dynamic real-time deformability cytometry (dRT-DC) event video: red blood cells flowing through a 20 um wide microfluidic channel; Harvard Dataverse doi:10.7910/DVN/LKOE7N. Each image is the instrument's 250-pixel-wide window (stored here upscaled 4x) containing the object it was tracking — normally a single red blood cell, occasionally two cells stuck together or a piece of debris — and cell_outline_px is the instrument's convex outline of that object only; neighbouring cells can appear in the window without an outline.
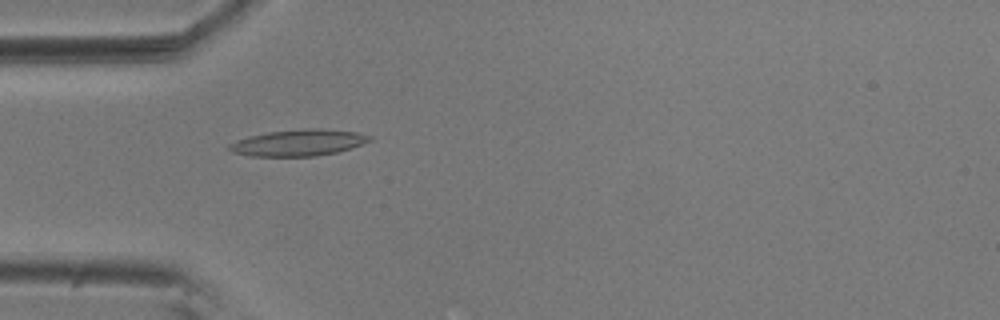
{"species": "common noctule bat (a hibernating species)", "species_latin": "Nyctalus noctula", "temperature_condition": "room temperature", "stored_images_in_passage": 55, "camera_frame_rate_fps": 3000, "um_per_image_px": 0.085, "animal": {"sex": "male", "body_mass_g": 20.5, "forearm_length_mm": 52.5}, "frame": {"image": 1, "passage_image": 16, "time_ms": 5.0, "image_size_px": [1000, 320], "cell_outline_px": [[372, 140], [352, 148], [336, 152], [316, 156], [248, 156], [232, 152], [228, 148], [228, 144], [236, 140], [248, 136], [268, 132], [304, 128], [320, 128], [356, 132], [372, 136]], "centroid_in_image_um": [25.36, 12.12], "position_along_channel_um": 59.6, "area_um2": 21.73}}
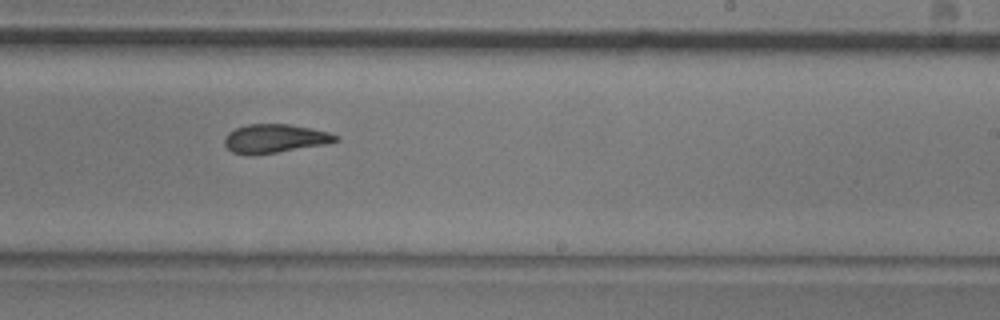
{"frame": {"image": 2, "passage_image": 33, "time_ms": 10.667, "image_size_px": [1000, 320], "cell_outline_px": [[340, 140], [328, 144], [252, 156], [248, 156], [232, 152], [224, 144], [224, 136], [228, 132], [236, 128], [248, 124], [288, 124], [312, 128], [328, 132], [340, 136]], "centroid_in_image_um": [23.36, 11.79], "position_along_channel_um": 265.6, "area_um2": 18.9}}
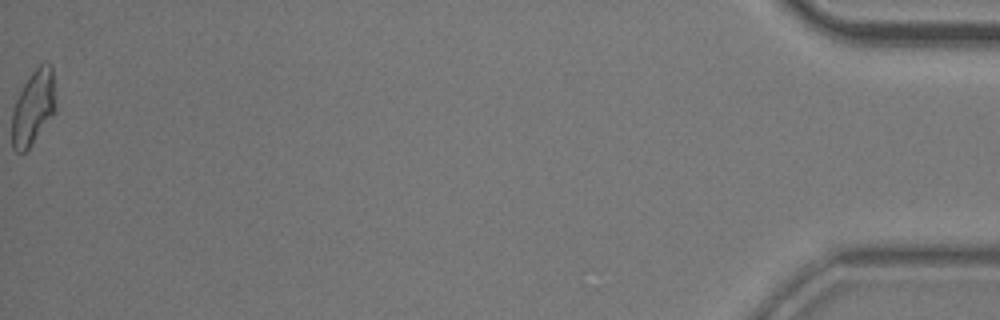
{"frame": {"image": 3, "passage_image": 55, "time_ms": 18.0, "image_size_px": [1000, 320], "cell_outline_px": [[56, 112], [32, 144], [24, 152], [16, 152], [12, 148], [12, 112], [16, 100], [24, 84], [32, 72], [44, 60], [52, 64], [56, 108]], "centroid_in_image_um": [2.85, 9.13], "position_along_channel_um": 432.3, "area_um2": 19.19}, "authors_computed_cell_mechanics": {"area_um2": 19.3052, "velocity_mm_per_s": 3.6655, "shape_relaxation_time_tau1_ms": 10.2179, "shape_relaxation_time_tau2_ms": 3.8496, "deformation_change_tau1": 0.2594, "deformation_change_tau2": 0.1209}}